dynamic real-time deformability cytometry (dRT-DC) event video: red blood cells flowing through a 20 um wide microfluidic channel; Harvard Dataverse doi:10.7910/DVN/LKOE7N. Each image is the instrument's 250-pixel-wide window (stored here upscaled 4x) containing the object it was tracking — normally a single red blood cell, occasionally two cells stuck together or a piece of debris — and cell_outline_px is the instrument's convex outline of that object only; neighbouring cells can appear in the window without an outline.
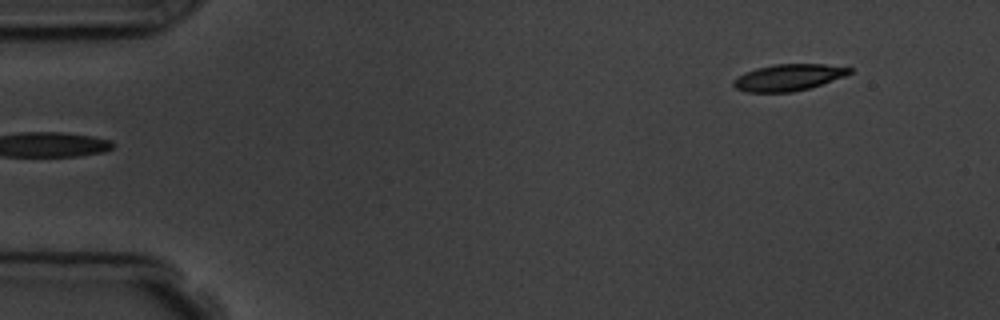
{"species": "common noctule bat (a hibernating species)", "species_latin": "Nyctalus noctula", "temperature_condition": "room temperature", "stored_images_in_passage": 5, "segment_of_instrument_passage": [2, 2], "camera_frame_rate_fps": 3000, "um_per_image_px": 0.085, "animal": {"sex": "male", "body_mass_g": 19.5, "forearm_length_mm": 54.6}, "frame": {"image": 1, "passage_image": 5, "time_ms": 5.333, "image_size_px": [1000, 320], "cell_outline_px": [[852, 72], [844, 76], [808, 88], [792, 92], [748, 92], [736, 88], [732, 84], [732, 80], [744, 72], [756, 68], [772, 64], [824, 64], [852, 68]], "centroid_in_image_um": [66.97, 6.57], "position_along_channel_um": 18.0, "area_um2": 17.86}}